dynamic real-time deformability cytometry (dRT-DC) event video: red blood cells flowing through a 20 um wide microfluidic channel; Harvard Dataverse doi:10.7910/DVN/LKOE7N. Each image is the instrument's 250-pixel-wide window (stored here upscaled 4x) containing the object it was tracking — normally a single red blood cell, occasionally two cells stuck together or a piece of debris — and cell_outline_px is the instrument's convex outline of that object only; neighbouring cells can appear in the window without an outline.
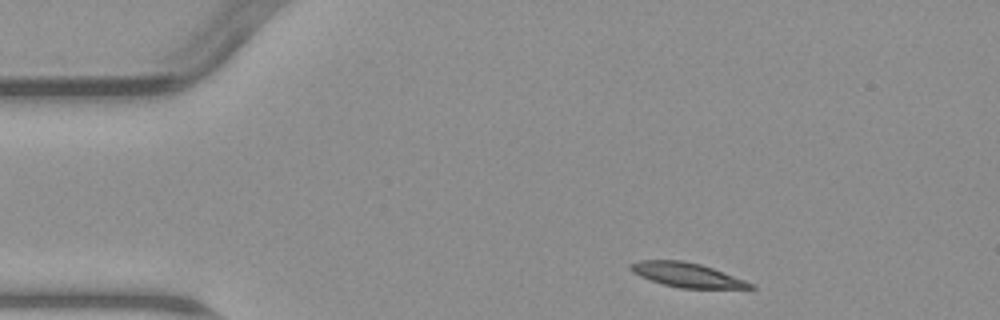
{"species": "common noctule bat (a hibernating species)", "species_latin": "Nyctalus noctula", "temperature_condition": "warm", "stored_images_in_passage": 3, "camera_frame_rate_fps": 3000, "um_per_image_px": 0.085, "animal": {"sex": "male", "body_mass_g": 23.1, "forearm_length_mm": 52.7}, "frame": {"image": 1, "passage_image": 1, "time_ms": 0.0, "image_size_px": [1000, 320], "cell_outline_px": [[756, 288], [680, 288], [664, 284], [640, 276], [632, 272], [628, 268], [628, 264], [640, 260], [684, 260], [700, 264], [712, 268], [756, 284]], "centroid_in_image_um": [58.37, 23.36], "position_along_channel_um": 26.6, "area_um2": 16.94}}